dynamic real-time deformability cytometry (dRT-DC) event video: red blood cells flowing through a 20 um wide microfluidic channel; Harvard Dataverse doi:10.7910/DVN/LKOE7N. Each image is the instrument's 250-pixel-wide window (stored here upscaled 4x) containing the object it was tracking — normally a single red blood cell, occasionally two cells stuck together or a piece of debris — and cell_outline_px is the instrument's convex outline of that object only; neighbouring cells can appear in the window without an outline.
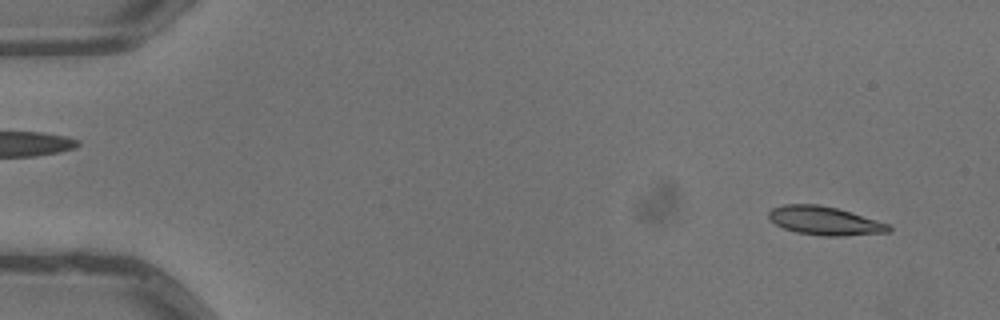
{"species": "common noctule bat (a hibernating species)", "species_latin": "Nyctalus noctula", "temperature_condition": "warm", "stored_images_in_passage": 4, "camera_frame_rate_fps": 3000, "um_per_image_px": 0.085, "animal": {"sex": "male", "body_mass_g": 13.3}, "frame": {"image": 1, "passage_image": 1, "time_ms": 0.0, "image_size_px": [1000, 320], "cell_outline_px": [[892, 228], [888, 232], [844, 236], [820, 236], [796, 232], [784, 228], [768, 220], [768, 212], [772, 208], [784, 204], [820, 204], [852, 212], [888, 224]], "centroid_in_image_um": [70.06, 18.76], "position_along_channel_um": 14.9, "area_um2": 20.06}}
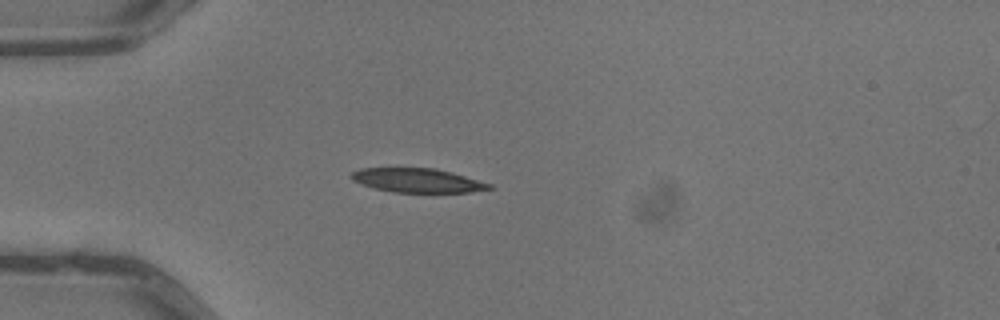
{"frame": {"image": 2, "passage_image": 4, "time_ms": 1.0, "image_size_px": [1000, 320], "cell_outline_px": [[496, 188], [472, 192], [392, 192], [376, 188], [352, 180], [348, 176], [352, 172], [360, 168], [436, 168], [452, 172], [492, 184]], "centroid_in_image_um": [35.52, 15.33], "position_along_channel_um": 49.5, "area_um2": 19.36}}